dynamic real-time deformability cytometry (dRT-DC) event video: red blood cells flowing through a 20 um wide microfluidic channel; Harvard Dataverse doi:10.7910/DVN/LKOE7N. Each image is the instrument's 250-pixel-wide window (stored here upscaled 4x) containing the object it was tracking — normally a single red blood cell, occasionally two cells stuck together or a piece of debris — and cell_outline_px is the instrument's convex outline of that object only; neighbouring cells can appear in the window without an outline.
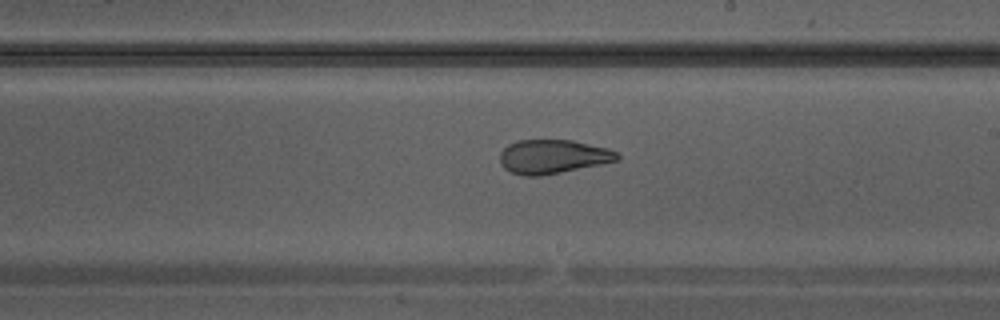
{"species": "Egyptian fruit bat (a non-hibernating species)", "species_latin": "Rousettus aegyptiacus", "temperature_condition": "warm", "stored_images_in_passage": 37, "camera_frame_rate_fps": 3000, "um_per_image_px": 0.085, "animal": {"sex": "male"}, "frame": {"image": 1, "passage_image": 22, "time_ms": 7.0, "image_size_px": [1000, 320], "cell_outline_px": [[620, 160], [540, 176], [524, 176], [512, 172], [504, 168], [500, 164], [500, 152], [508, 144], [520, 140], [572, 140], [608, 148], [616, 152], [620, 156]], "centroid_in_image_um": [46.98, 13.31], "position_along_channel_um": 242.0, "area_um2": 23.12}}